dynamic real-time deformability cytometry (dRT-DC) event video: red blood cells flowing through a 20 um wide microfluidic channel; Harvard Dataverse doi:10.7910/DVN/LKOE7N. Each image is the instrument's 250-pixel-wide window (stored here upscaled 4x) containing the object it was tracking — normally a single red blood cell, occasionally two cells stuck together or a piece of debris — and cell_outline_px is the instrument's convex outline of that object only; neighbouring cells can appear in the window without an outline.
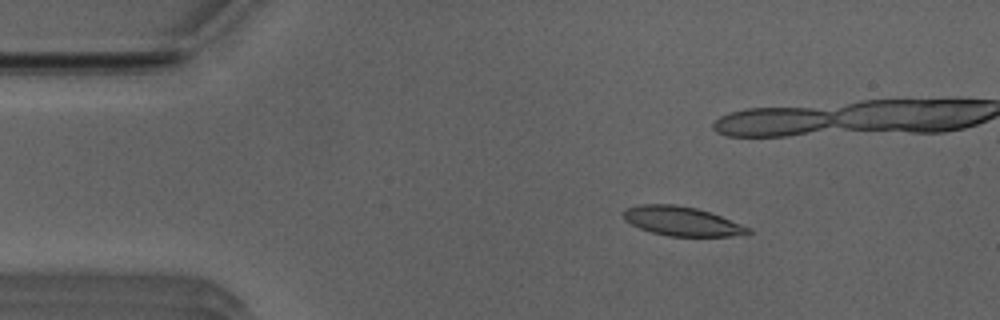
{"species": "Egyptian fruit bat (a non-hibernating species)", "species_latin": "Rousettus aegyptiacus", "temperature_condition": "room temperature", "stored_images_in_passage": 13, "camera_frame_rate_fps": 3000, "um_per_image_px": 0.085, "animal": {"sex": "male"}, "frame": {"image": 1, "passage_image": 3, "time_ms": 0.667, "image_size_px": [1000, 320], "cell_outline_px": [[752, 232], [748, 236], [668, 236], [652, 232], [640, 228], [624, 220], [624, 208], [640, 204], [676, 204], [696, 208], [720, 216], [752, 228]], "centroid_in_image_um": [58.0, 18.81], "position_along_channel_um": 27.0, "area_um2": 21.33}}